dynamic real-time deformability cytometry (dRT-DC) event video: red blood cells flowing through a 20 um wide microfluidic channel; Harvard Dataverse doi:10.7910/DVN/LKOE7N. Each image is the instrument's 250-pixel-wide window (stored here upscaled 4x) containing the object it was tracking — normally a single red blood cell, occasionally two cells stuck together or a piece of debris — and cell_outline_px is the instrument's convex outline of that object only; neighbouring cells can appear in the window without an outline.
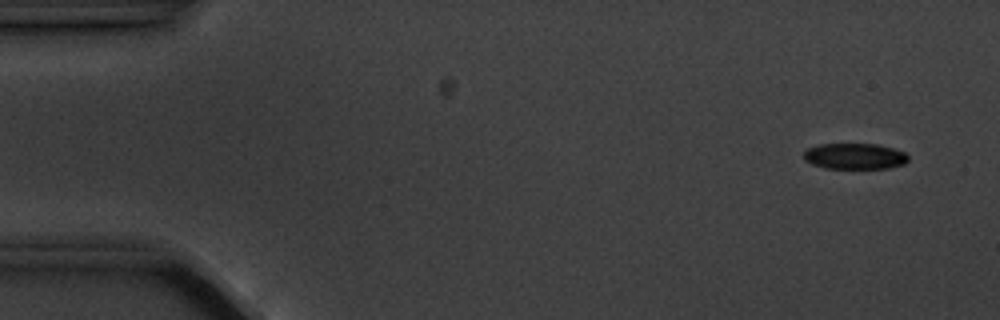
{"species": "common noctule bat (a hibernating species)", "species_latin": "Nyctalus noctula", "temperature_condition": "cold", "stored_images_in_passage": 6, "camera_frame_rate_fps": 3000, "um_per_image_px": 0.085, "animal": {"sex": "male", "body_mass_g": 20.1, "forearm_length_mm": 53.5}, "frame": {"image": 1, "passage_image": 1, "time_ms": 0.0, "image_size_px": [1000, 320], "cell_outline_px": [[908, 160], [904, 164], [888, 168], [824, 168], [812, 164], [804, 160], [804, 152], [808, 148], [820, 144], [876, 144], [892, 148], [904, 152], [908, 156]], "centroid_in_image_um": [72.64, 13.28], "position_along_channel_um": 12.4, "area_um2": 15.72}}